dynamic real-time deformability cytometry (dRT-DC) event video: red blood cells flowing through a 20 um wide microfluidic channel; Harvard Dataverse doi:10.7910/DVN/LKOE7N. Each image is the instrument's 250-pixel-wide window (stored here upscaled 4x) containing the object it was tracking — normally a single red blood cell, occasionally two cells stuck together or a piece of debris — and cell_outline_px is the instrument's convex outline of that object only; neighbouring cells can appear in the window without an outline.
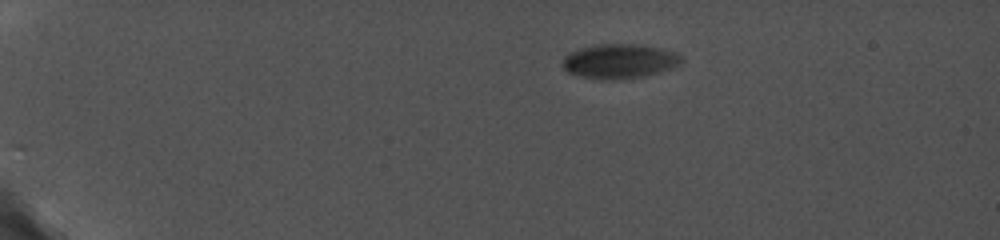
{"species": "common noctule bat (a hibernating species)", "species_latin": "Nyctalus noctula", "temperature_condition": "cold", "stored_images_in_passage": 36, "camera_frame_rate_fps": 5000, "um_per_image_px": 0.085, "animal": {"sex": "female", "body_mass_g": 19.0, "forearm_length_mm": 56.7}, "frame": {"image": 1, "passage_image": 1, "time_ms": 0.0, "image_size_px": [1000, 240], "cell_outline_px": [[684, 60], [680, 64], [644, 76], [612, 80], [600, 80], [580, 76], [568, 72], [560, 64], [564, 56], [568, 52], [580, 48], [596, 44], [644, 44], [676, 52]], "centroid_in_image_um": [52.6, 5.19], "position_along_channel_um": 32.4, "area_um2": 24.04}}
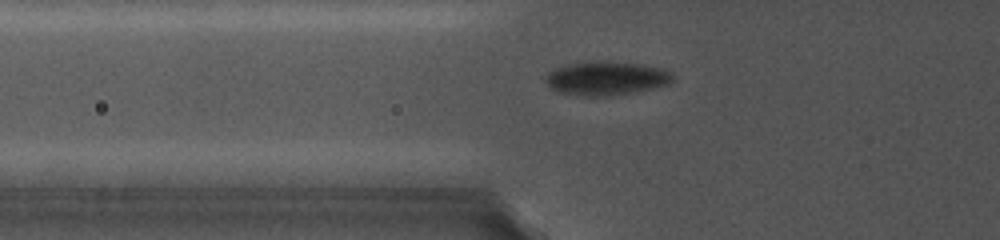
{"frame": {"image": 2, "passage_image": 19, "time_ms": 3.6, "image_size_px": [1000, 240], "cell_outline_px": [[676, 76], [668, 84], [636, 92], [608, 96], [580, 96], [560, 92], [552, 88], [544, 80], [548, 72], [556, 68], [568, 64], [604, 60], [644, 64], [664, 68], [672, 72]], "centroid_in_image_um": [51.59, 6.64], "position_along_channel_um": 74.2, "area_um2": 25.32}}
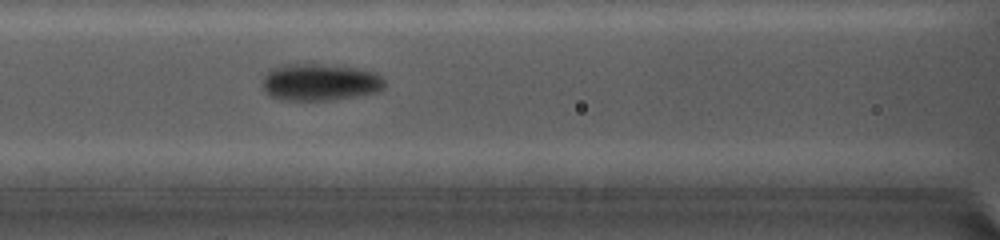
{"frame": {"image": 3, "passage_image": 29, "time_ms": 5.4, "image_size_px": [1000, 240], "cell_outline_px": [[388, 84], [384, 88], [376, 92], [356, 96], [332, 100], [284, 100], [268, 96], [264, 88], [264, 76], [272, 68], [280, 64], [320, 64], [360, 68], [376, 72], [384, 76]], "centroid_in_image_um": [27.26, 6.98], "position_along_channel_um": 139.3, "area_um2": 26.7}}